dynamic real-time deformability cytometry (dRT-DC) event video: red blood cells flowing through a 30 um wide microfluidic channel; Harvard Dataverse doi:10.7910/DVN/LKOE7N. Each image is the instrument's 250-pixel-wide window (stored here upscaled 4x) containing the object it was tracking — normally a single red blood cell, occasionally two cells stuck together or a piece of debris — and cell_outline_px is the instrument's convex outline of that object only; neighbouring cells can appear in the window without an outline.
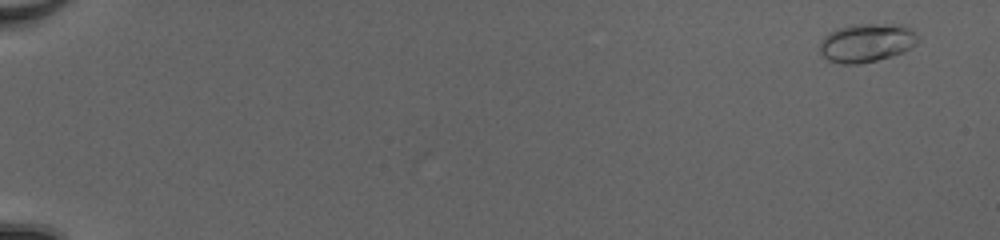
{"species": "common noctule bat (a hibernating species)", "species_latin": "Nyctalus noctula", "temperature_condition": "cold", "stored_images_in_passage": 5, "camera_frame_rate_fps": 3000, "um_per_image_px": 0.085, "animal": {"sex": "female", "body_mass_g": 20.0, "forearm_length_mm": 54.0}, "frame": {"image": 1, "passage_image": 3, "time_ms": 0.667, "image_size_px": [1000, 240], "cell_outline_px": [[920, 40], [916, 44], [904, 52], [892, 56], [876, 60], [856, 64], [840, 64], [828, 60], [820, 56], [820, 44], [824, 36], [828, 32], [852, 24], [904, 24], [916, 32]], "centroid_in_image_um": [73.68, 3.63], "position_along_channel_um": 11.3, "area_um2": 22.37}}